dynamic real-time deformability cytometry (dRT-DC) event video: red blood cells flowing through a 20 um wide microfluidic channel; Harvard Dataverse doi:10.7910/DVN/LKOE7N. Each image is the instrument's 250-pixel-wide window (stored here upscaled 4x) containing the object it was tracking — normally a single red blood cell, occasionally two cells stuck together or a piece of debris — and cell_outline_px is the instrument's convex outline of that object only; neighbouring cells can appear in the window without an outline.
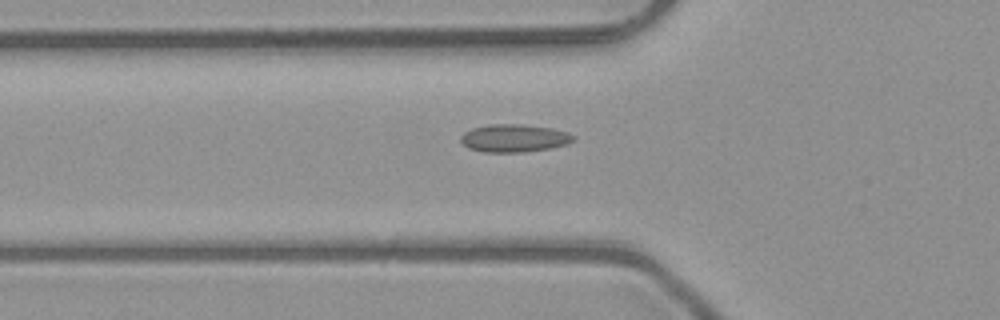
{"species": "common noctule bat (a hibernating species)", "species_latin": "Nyctalus noctula", "temperature_condition": "room temperature", "stored_images_in_passage": 37, "camera_frame_rate_fps": 3000, "um_per_image_px": 0.085, "animal": {"sex": "male", "body_mass_g": 23.1, "forearm_length_mm": 52.7}, "frame": {"image": 1, "passage_image": 4, "time_ms": 1.0, "image_size_px": [1000, 320], "cell_outline_px": [[576, 140], [568, 144], [548, 148], [524, 152], [484, 152], [468, 148], [460, 140], [460, 136], [464, 132], [472, 128], [488, 124], [520, 124], [552, 128], [568, 132], [576, 136]], "centroid_in_image_um": [43.72, 11.74], "position_along_channel_um": 82.1, "area_um2": 18.38}}
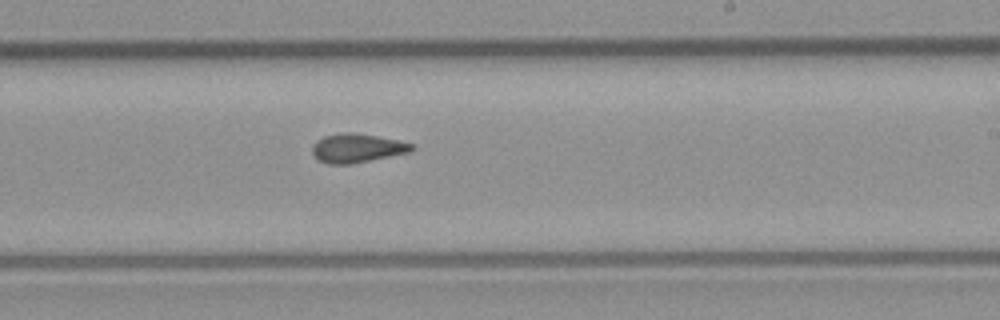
{"frame": {"image": 2, "passage_image": 17, "time_ms": 5.333, "image_size_px": [1000, 320], "cell_outline_px": [[416, 148], [408, 152], [352, 164], [328, 164], [320, 160], [312, 152], [312, 144], [316, 140], [324, 136], [340, 132], [352, 132], [376, 136], [396, 140], [412, 144]], "centroid_in_image_um": [30.31, 12.58], "position_along_channel_um": 258.7, "area_um2": 16.59}}
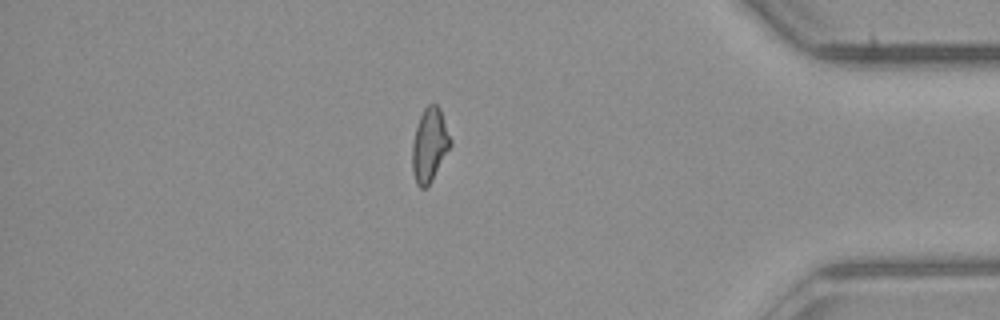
{"frame": {"image": 3, "passage_image": 30, "time_ms": 9.667, "image_size_px": [1000, 320], "cell_outline_px": [[452, 144], [432, 180], [424, 188], [420, 188], [416, 184], [412, 172], [412, 144], [416, 128], [420, 116], [424, 108], [428, 104], [436, 104], [440, 108], [452, 140]], "centroid_in_image_um": [36.51, 12.32], "position_along_channel_um": 398.7, "area_um2": 16.42}, "authors_computed_cell_mechanics": {"area_um2": 16.473, "velocity_mm_per_s": 4.0487, "shape_relaxation_time_tau1_ms": null, "shape_relaxation_time_tau2_ms": 2.1189, "deformation_change_tau1": null, "deformation_change_tau2": 0.0747}}